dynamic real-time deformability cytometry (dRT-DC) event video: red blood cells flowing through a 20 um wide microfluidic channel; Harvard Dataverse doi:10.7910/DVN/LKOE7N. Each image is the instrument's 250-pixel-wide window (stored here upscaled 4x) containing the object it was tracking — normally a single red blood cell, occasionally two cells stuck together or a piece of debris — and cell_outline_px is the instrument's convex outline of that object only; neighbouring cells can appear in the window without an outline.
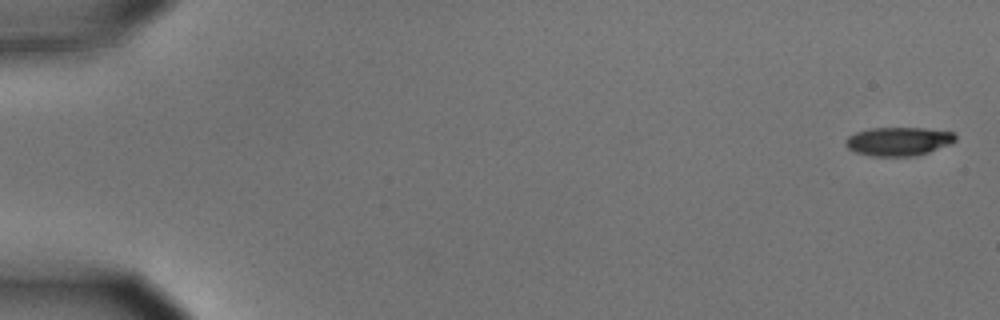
{"species": "common noctule bat (a hibernating species)", "species_latin": "Nyctalus noctula", "temperature_condition": "cold", "stored_images_in_passage": 5, "camera_frame_rate_fps": 3000, "um_per_image_px": 0.085, "animal": {"sex": "male", "body_mass_g": 15.6}, "frame": {"image": 1, "passage_image": 1, "time_ms": 0.0, "image_size_px": [1000, 320], "cell_outline_px": [[956, 140], [948, 144], [928, 152], [912, 156], [872, 156], [856, 152], [848, 148], [844, 144], [844, 140], [848, 136], [856, 132], [872, 128], [924, 128], [956, 132]], "centroid_in_image_um": [76.35, 12.01], "position_along_channel_um": 8.6, "area_um2": 18.26}}
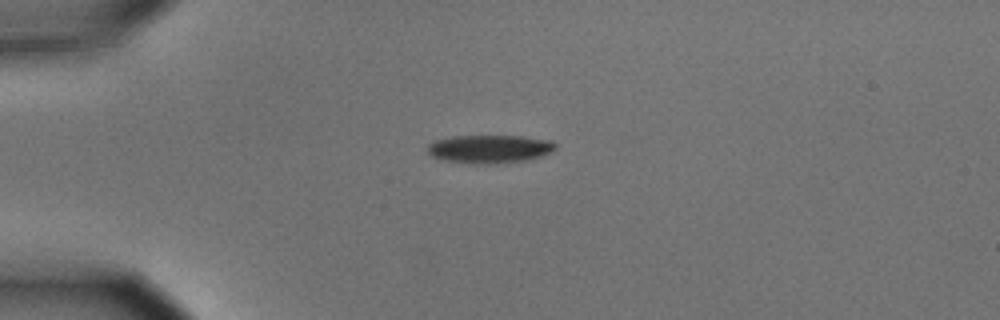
{"frame": {"image": 2, "passage_image": 4, "time_ms": 1.0, "image_size_px": [1000, 320], "cell_outline_px": [[556, 148], [552, 152], [528, 160], [496, 164], [476, 164], [444, 160], [432, 156], [428, 152], [428, 144], [436, 140], [452, 136], [520, 136], [552, 140], [556, 144]], "centroid_in_image_um": [41.65, 12.66], "position_along_channel_um": 43.4, "area_um2": 21.15}}